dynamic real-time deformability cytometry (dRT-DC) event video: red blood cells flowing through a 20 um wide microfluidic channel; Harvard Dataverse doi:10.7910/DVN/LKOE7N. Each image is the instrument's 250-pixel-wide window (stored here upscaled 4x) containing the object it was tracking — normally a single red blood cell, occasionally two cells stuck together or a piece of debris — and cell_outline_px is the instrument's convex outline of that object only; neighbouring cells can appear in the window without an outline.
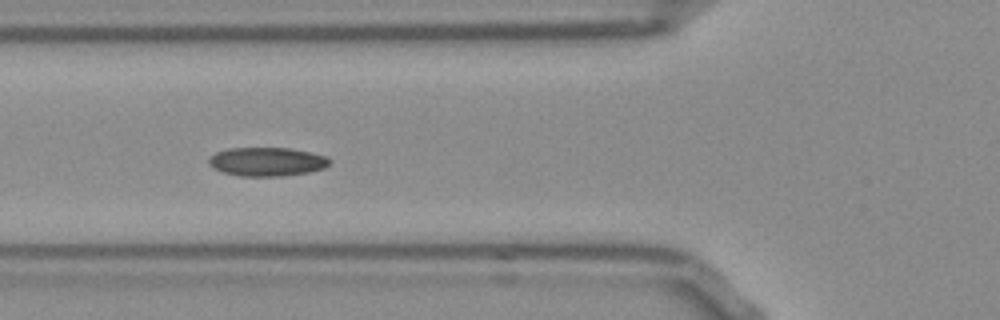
{"species": "Egyptian fruit bat (a non-hibernating species)", "species_latin": "Rousettus aegyptiacus", "temperature_condition": "room temperature", "stored_images_in_passage": 17, "camera_frame_rate_fps": 3000, "um_per_image_px": 0.085, "frame": {"image": 1, "passage_image": 8, "time_ms": 2.333, "image_size_px": [1000, 320], "cell_outline_px": [[332, 164], [324, 168], [308, 172], [284, 176], [240, 176], [224, 172], [212, 168], [208, 164], [208, 160], [216, 152], [228, 148], [288, 148], [328, 156], [332, 160]], "centroid_in_image_um": [22.72, 13.75], "position_along_channel_um": 103.1, "area_um2": 20.35}}